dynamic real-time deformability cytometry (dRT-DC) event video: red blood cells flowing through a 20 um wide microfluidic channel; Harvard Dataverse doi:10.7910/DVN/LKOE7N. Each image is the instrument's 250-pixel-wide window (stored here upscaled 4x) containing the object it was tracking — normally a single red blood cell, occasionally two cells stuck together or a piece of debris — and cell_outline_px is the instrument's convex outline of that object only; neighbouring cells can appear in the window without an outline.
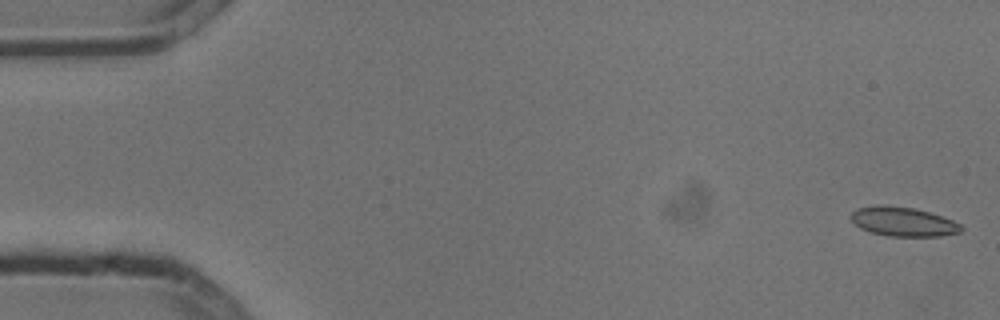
{"species": "common noctule bat (a hibernating species)", "species_latin": "Nyctalus noctula", "temperature_condition": "cold", "stored_images_in_passage": 4, "camera_frame_rate_fps": 3000, "um_per_image_px": 0.085, "animal": {"sex": "male", "body_mass_g": 13.3}, "frame": {"image": 1, "passage_image": 1, "time_ms": 0.0, "image_size_px": [1000, 320], "cell_outline_px": [[964, 228], [960, 232], [940, 236], [888, 236], [872, 232], [860, 228], [848, 216], [856, 208], [876, 204], [884, 204], [912, 208], [928, 212], [952, 220], [960, 224]], "centroid_in_image_um": [76.72, 18.83], "position_along_channel_um": 8.3, "area_um2": 18.79}}